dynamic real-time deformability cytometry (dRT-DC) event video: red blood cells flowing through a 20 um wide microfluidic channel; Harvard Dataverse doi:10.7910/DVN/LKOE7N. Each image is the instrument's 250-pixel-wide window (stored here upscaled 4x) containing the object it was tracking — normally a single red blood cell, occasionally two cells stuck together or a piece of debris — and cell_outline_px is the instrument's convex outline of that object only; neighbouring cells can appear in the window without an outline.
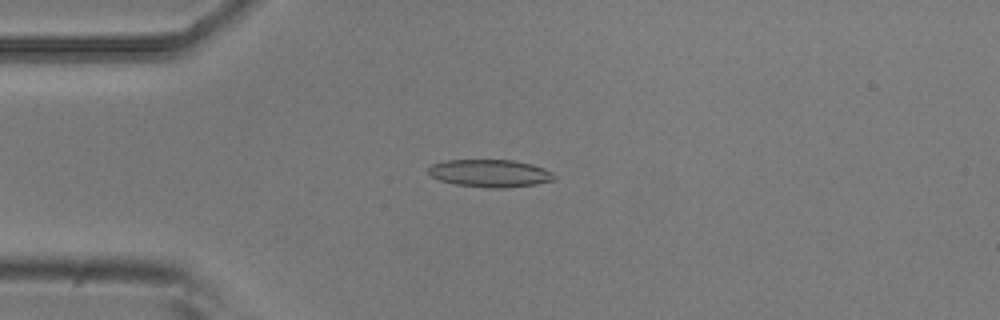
{"species": "common noctule bat (a hibernating species)", "species_latin": "Nyctalus noctula", "temperature_condition": "room temperature", "stored_images_in_passage": 6, "camera_frame_rate_fps": 3000, "um_per_image_px": 0.085, "animal": {"sex": "male", "body_mass_g": 20.5, "forearm_length_mm": 52.5}, "frame": {"image": 1, "passage_image": 3, "time_ms": 0.667, "image_size_px": [1000, 320], "cell_outline_px": [[556, 180], [536, 184], [504, 188], [488, 188], [456, 184], [440, 180], [432, 176], [428, 172], [428, 168], [432, 164], [444, 160], [512, 160], [532, 164], [544, 168], [552, 172], [556, 176]], "centroid_in_image_um": [41.68, 14.73], "position_along_channel_um": 43.3, "area_um2": 20.29}}
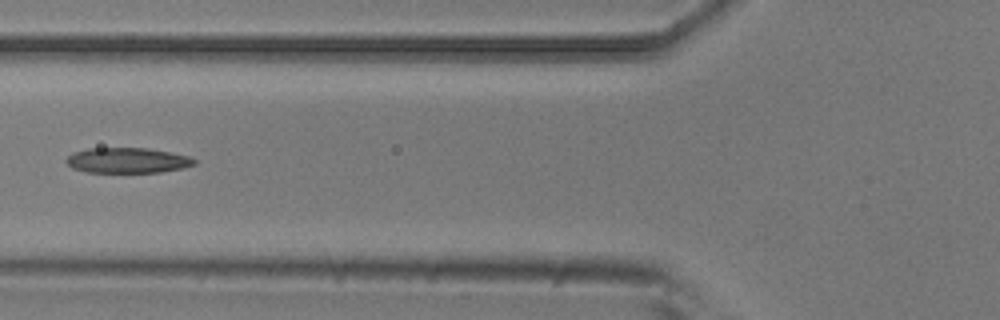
{"frame": {"image": 2, "passage_image": 5, "time_ms": 1.333, "image_size_px": [1000, 320], "cell_outline_px": [[196, 164], [184, 168], [160, 172], [84, 172], [72, 168], [64, 160], [72, 152], [88, 148], [148, 148], [188, 156], [196, 160]], "centroid_in_image_um": [10.8, 13.63], "position_along_channel_um": 115.0, "area_um2": 18.96}}
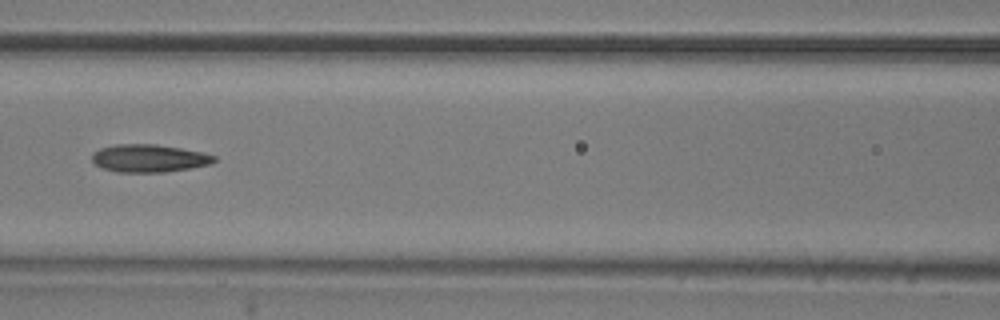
{"frame": {"image": 3, "passage_image": 6, "time_ms": 1.667, "image_size_px": [1000, 320], "cell_outline_px": [[216, 160], [208, 164], [188, 168], [164, 172], [116, 172], [104, 168], [96, 164], [92, 160], [92, 152], [100, 148], [112, 144], [156, 144], [204, 152], [216, 156]], "centroid_in_image_um": [12.64, 13.44], "position_along_channel_um": 154.0, "area_um2": 19.71}}